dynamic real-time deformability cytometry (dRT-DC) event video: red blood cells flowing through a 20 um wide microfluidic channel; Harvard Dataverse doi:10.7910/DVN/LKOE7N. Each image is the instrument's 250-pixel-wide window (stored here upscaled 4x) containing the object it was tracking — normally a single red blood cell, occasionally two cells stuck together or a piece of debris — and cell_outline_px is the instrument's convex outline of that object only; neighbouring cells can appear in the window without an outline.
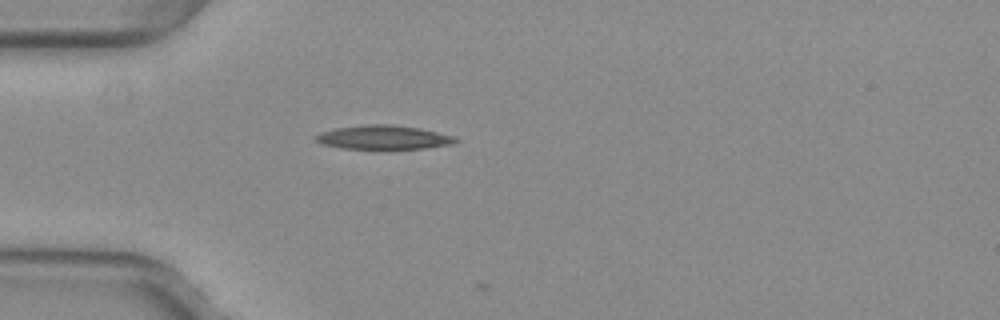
{"species": "common noctule bat (a hibernating species)", "species_latin": "Nyctalus noctula", "temperature_condition": "warm", "stored_images_in_passage": 3, "camera_frame_rate_fps": 3000, "um_per_image_px": 0.085, "animal": {"sex": "female", "body_mass_g": 29.2, "forearm_length_mm": 56.3}, "frame": {"image": 1, "passage_image": 1, "time_ms": 0.0, "image_size_px": [1000, 320], "cell_outline_px": [[460, 140], [452, 144], [424, 148], [344, 148], [320, 144], [316, 140], [316, 136], [320, 132], [336, 128], [364, 124], [392, 124], [420, 128], [452, 136]], "centroid_in_image_um": [32.58, 11.66], "position_along_channel_um": 52.4, "area_um2": 19.25}}